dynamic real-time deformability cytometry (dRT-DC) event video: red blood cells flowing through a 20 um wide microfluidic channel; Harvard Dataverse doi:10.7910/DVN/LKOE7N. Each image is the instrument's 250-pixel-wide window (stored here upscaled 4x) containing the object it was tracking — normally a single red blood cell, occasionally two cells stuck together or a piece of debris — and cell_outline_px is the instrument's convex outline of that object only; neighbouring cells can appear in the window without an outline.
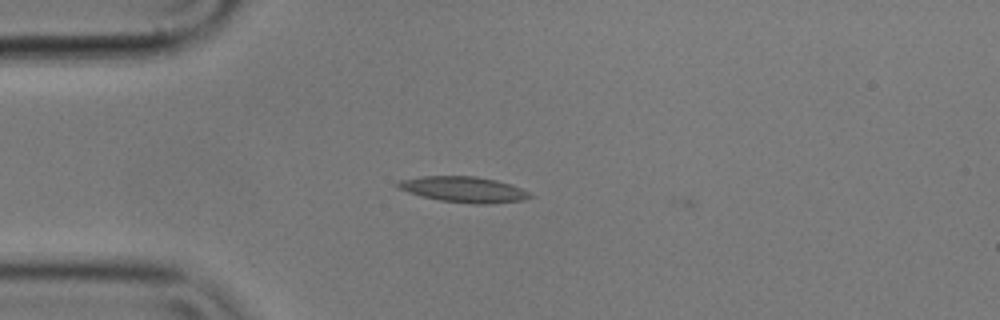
{"species": "common noctule bat (a hibernating species)", "species_latin": "Nyctalus noctula", "temperature_condition": "cold", "stored_images_in_passage": 6, "camera_frame_rate_fps": 3000, "um_per_image_px": 0.085, "animal": {"sex": "male", "body_mass_g": 17.9}, "frame": {"image": 1, "passage_image": 5, "time_ms": 1.333, "image_size_px": [1000, 320], "cell_outline_px": [[532, 196], [524, 200], [488, 204], [472, 204], [440, 200], [408, 192], [396, 188], [392, 184], [400, 180], [424, 176], [476, 176], [496, 180], [512, 184], [528, 192]], "centroid_in_image_um": [39.39, 16.1], "position_along_channel_um": 45.6, "area_um2": 19.83}}